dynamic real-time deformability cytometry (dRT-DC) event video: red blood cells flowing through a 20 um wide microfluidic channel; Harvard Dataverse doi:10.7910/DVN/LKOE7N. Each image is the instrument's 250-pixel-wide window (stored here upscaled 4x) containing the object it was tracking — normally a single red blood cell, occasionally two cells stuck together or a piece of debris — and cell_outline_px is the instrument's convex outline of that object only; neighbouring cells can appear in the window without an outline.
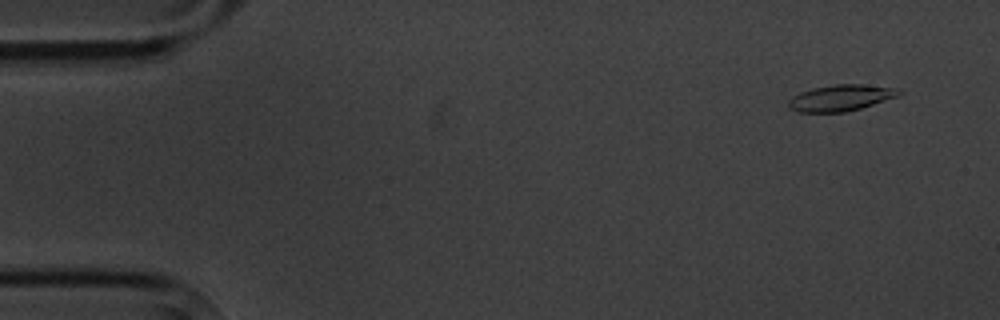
{"species": "common noctule bat (a hibernating species)", "species_latin": "Nyctalus noctula", "temperature_condition": "cold", "stored_images_in_passage": 4, "camera_frame_rate_fps": 3000, "um_per_image_px": 0.085, "animal": {"sex": "male", "body_mass_g": 20.1, "forearm_length_mm": 53.5}, "frame": {"image": 1, "passage_image": 1, "time_ms": 0.0, "image_size_px": [1000, 320], "cell_outline_px": [[904, 92], [900, 96], [860, 108], [844, 112], [800, 112], [788, 108], [788, 100], [792, 96], [800, 92], [812, 88], [836, 84], [860, 84], [896, 88]], "centroid_in_image_um": [71.47, 8.31], "position_along_channel_um": 13.5, "area_um2": 16.94}}